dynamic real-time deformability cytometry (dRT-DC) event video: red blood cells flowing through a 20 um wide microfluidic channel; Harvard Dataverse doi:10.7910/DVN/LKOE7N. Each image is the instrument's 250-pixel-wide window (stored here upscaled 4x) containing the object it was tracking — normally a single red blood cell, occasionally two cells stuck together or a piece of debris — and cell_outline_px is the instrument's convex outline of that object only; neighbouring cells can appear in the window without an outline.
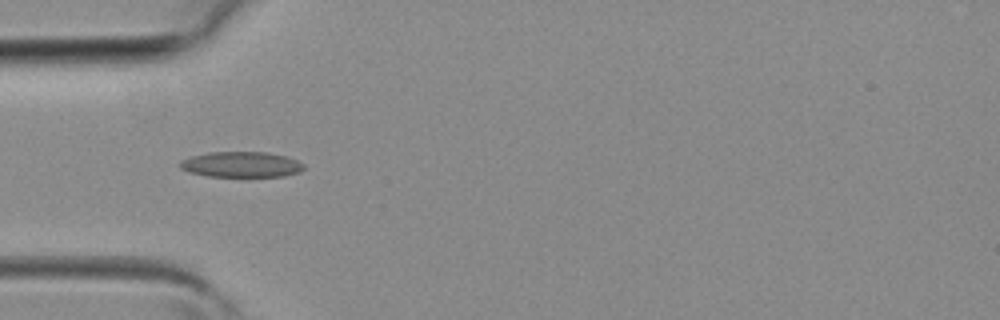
{"species": "common noctule bat (a hibernating species)", "species_latin": "Nyctalus noctula", "temperature_condition": "room temperature", "stored_images_in_passage": 5, "camera_frame_rate_fps": 3000, "um_per_image_px": 0.085, "animal": {"sex": "female", "body_mass_g": 19.3, "forearm_length_mm": 54.1}, "frame": {"image": 1, "passage_image": 4, "time_ms": 1.0, "image_size_px": [1000, 320], "cell_outline_px": [[304, 168], [300, 172], [284, 176], [208, 176], [188, 172], [180, 168], [180, 160], [192, 156], [208, 152], [268, 152], [284, 156], [296, 160], [304, 164]], "centroid_in_image_um": [20.49, 13.98], "position_along_channel_um": 64.5, "area_um2": 18.38}}
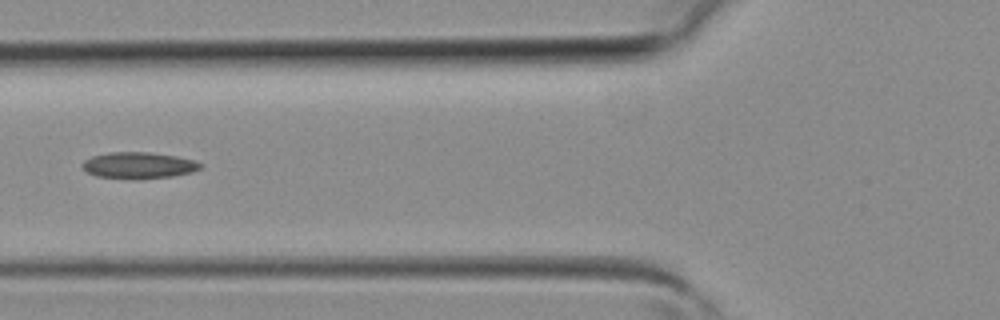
{"frame": {"image": 2, "passage_image": 5, "time_ms": 1.333, "image_size_px": [1000, 320], "cell_outline_px": [[204, 164], [200, 168], [192, 172], [172, 176], [136, 180], [132, 180], [96, 176], [88, 172], [80, 164], [84, 160], [92, 156], [108, 152], [148, 152], [176, 156], [196, 160]], "centroid_in_image_um": [11.79, 14.06], "position_along_channel_um": 114.0, "area_um2": 18.44}}